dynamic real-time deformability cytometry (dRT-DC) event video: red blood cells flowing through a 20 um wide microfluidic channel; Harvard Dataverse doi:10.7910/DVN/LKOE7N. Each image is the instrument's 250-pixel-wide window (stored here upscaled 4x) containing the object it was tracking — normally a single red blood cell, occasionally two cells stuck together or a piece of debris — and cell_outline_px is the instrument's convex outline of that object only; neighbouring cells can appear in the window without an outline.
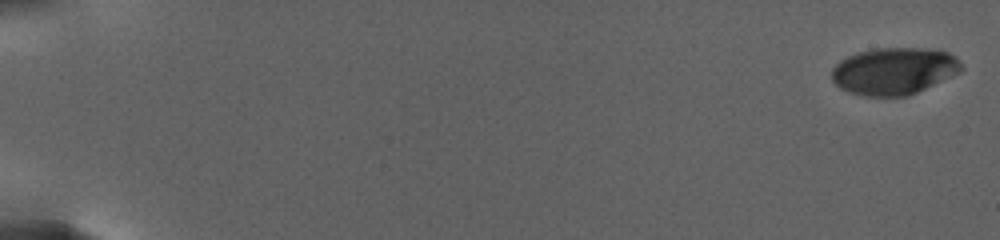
{"species": "human", "species_latin": "Homo sapiens", "temperature_condition": "warm", "stored_images_in_passage": 20, "camera_frame_rate_fps": 3000, "um_per_image_px": 0.085, "donor": {"sex": "female"}, "frame": {"image": 1, "passage_image": 1, "time_ms": 0.0, "image_size_px": [1000, 240], "cell_outline_px": [[964, 68], [960, 72], [908, 96], [864, 96], [848, 92], [840, 88], [832, 80], [832, 68], [840, 60], [848, 56], [860, 52], [876, 48], [920, 48], [948, 52], [956, 56]], "centroid_in_image_um": [75.99, 6.04], "position_along_channel_um": 9.0, "area_um2": 35.43}}
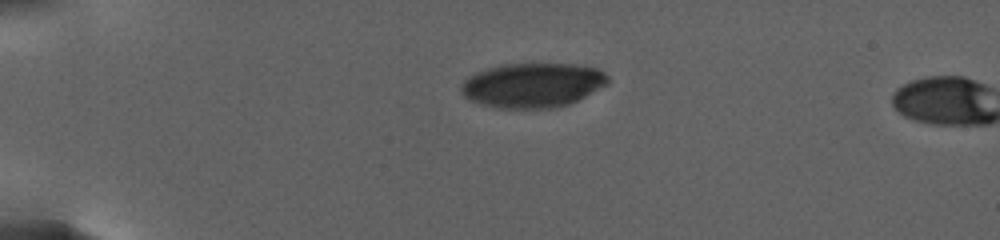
{"frame": {"image": 2, "passage_image": 17, "time_ms": 6.667, "image_size_px": [1000, 240], "cell_outline_px": [[608, 84], [568, 104], [556, 108], [500, 108], [468, 100], [460, 92], [460, 84], [468, 76], [476, 72], [488, 68], [504, 64], [572, 64], [596, 68], [604, 72], [608, 76]], "centroid_in_image_um": [45.24, 7.24], "position_along_channel_um": 39.8, "area_um2": 37.97}}